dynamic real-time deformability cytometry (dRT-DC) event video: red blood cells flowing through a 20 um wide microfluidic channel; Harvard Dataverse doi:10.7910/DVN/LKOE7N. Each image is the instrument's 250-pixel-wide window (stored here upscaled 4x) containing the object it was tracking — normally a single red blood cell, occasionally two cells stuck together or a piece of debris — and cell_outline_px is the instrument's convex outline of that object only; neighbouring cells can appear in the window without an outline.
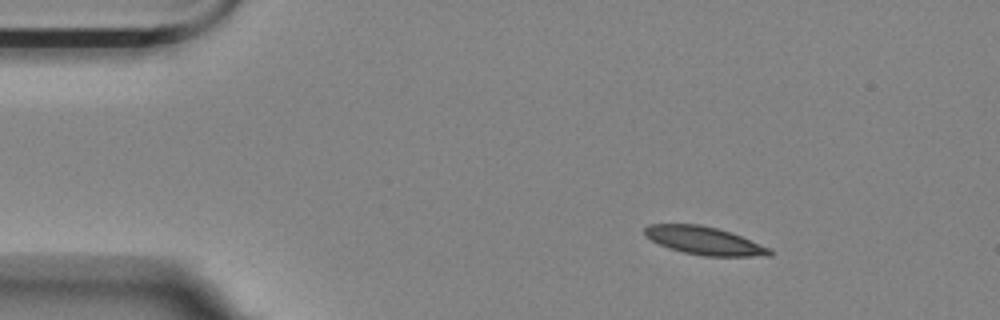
{"species": "Egyptian fruit bat (a non-hibernating species)", "species_latin": "Rousettus aegyptiacus", "temperature_condition": "room temperature", "stored_images_in_passage": 49, "camera_frame_rate_fps": 3000, "um_per_image_px": 0.085, "animal": {"sex": "female"}, "frame": {"image": 1, "passage_image": 1, "time_ms": 0.0, "image_size_px": [1000, 320], "cell_outline_px": [[772, 256], [704, 256], [684, 252], [668, 248], [644, 236], [644, 228], [648, 224], [700, 224], [716, 228], [740, 236], [772, 248]], "centroid_in_image_um": [59.86, 20.46], "position_along_channel_um": 25.1, "area_um2": 20.35}}
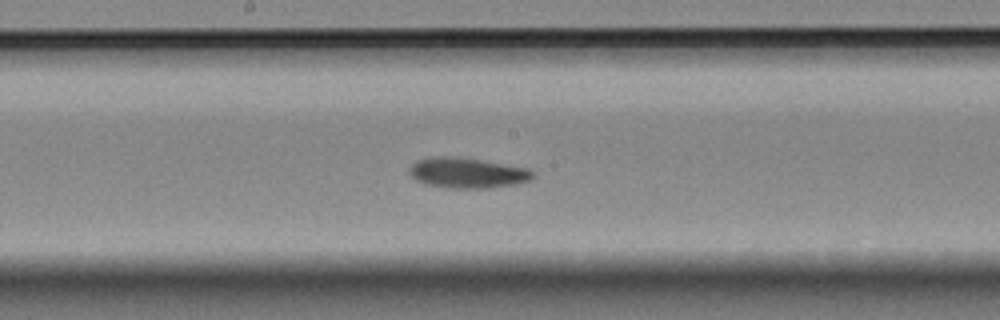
{"frame": {"image": 2, "passage_image": 22, "time_ms": 7.0, "image_size_px": [1000, 320], "cell_outline_px": [[536, 176], [532, 180], [512, 184], [488, 188], [448, 188], [424, 184], [416, 180], [412, 176], [412, 164], [416, 160], [436, 156], [440, 156], [476, 160], [528, 168], [536, 172]], "centroid_in_image_um": [39.76, 14.72], "position_along_channel_um": 208.4, "area_um2": 21.39}}
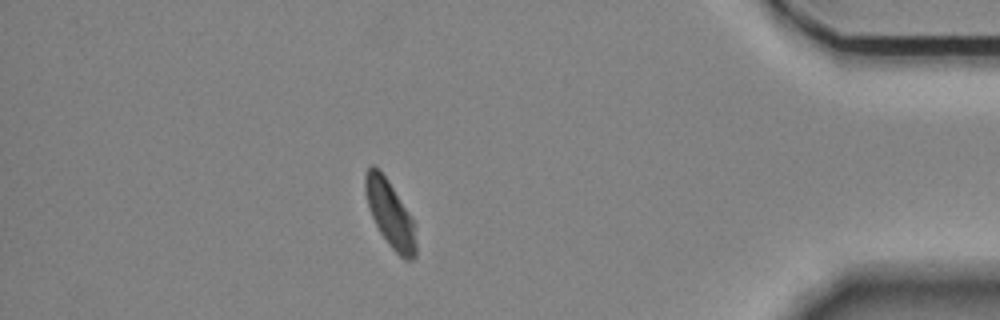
{"frame": {"image": 3, "passage_image": 42, "time_ms": 13.667, "image_size_px": [1000, 320], "cell_outline_px": [[416, 256], [412, 260], [404, 260], [388, 244], [380, 232], [372, 216], [364, 192], [364, 176], [368, 168], [372, 164], [388, 180], [416, 224]], "centroid_in_image_um": [33.18, 18.21], "position_along_channel_um": 402.0, "area_um2": 19.59}, "authors_computed_cell_mechanics": {"area_um2": 20.6346, "velocity_mm_per_s": 3.5238, "shape_relaxation_time_tau1_ms": 3.7668, "shape_relaxation_time_tau2_ms": 6.8828, "deformation_change_tau1": 0.1263, "deformation_change_tau2": 0.1109}}